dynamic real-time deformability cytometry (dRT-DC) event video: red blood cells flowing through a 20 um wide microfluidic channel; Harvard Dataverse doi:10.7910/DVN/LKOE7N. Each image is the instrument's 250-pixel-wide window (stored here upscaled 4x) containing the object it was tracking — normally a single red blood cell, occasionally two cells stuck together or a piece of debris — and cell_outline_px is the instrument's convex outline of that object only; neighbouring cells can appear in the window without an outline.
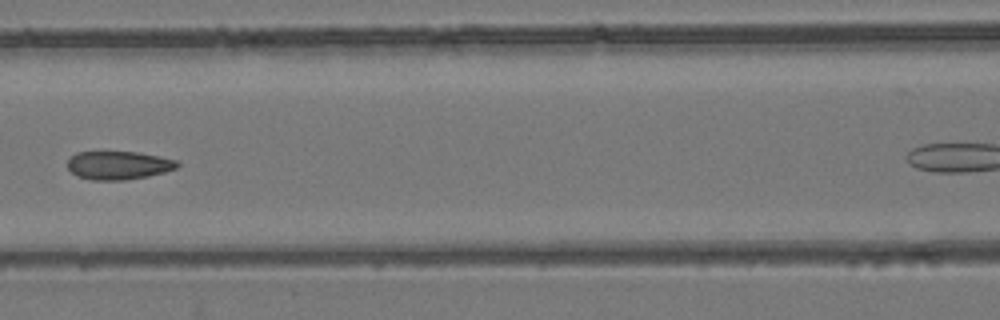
{"species": "common noctule bat (a hibernating species)", "species_latin": "Nyctalus noctula", "temperature_condition": "room temperature", "stored_images_in_passage": 5, "segment_of_instrument_passage": [1, 2], "camera_frame_rate_fps": 3000, "um_per_image_px": 0.085, "animal": {"sex": "female", "body_mass_g": 24.6, "forearm_length_mm": 56.2}, "frame": {"image": 1, "passage_image": 4, "time_ms": 3.333, "image_size_px": [1000, 320], "cell_outline_px": [[180, 164], [176, 168], [164, 172], [148, 176], [124, 180], [92, 180], [76, 176], [68, 168], [68, 160], [76, 152], [140, 152], [160, 156], [176, 160]], "centroid_in_image_um": [10.08, 14.05], "position_along_channel_um": 156.5, "area_um2": 18.15}}